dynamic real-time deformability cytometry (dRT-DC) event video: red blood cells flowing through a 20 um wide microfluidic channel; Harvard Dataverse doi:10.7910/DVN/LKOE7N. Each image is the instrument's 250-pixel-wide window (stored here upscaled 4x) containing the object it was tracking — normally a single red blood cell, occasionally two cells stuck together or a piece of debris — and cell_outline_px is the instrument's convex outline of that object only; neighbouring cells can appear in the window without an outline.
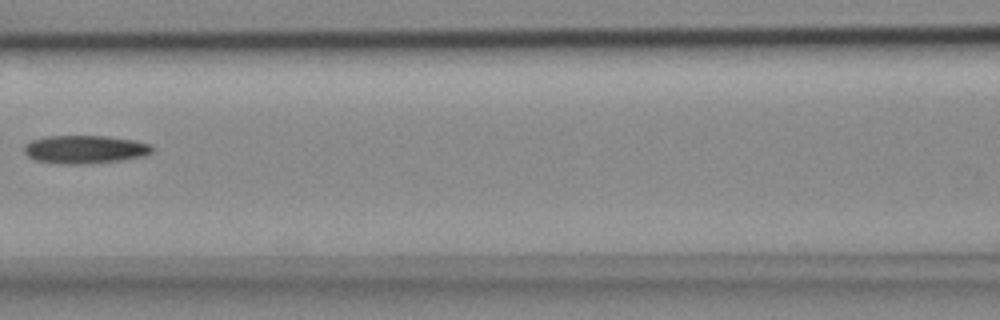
{"species": "common noctule bat (a hibernating species)", "species_latin": "Nyctalus noctula", "temperature_condition": "cold", "stored_images_in_passage": 4, "camera_frame_rate_fps": 3000, "um_per_image_px": 0.085, "animal": {"sex": "female", "body_mass_g": 18.4}, "frame": {"image": 1, "passage_image": 3, "time_ms": 0.667, "image_size_px": [1000, 320], "cell_outline_px": [[152, 152], [144, 156], [120, 160], [88, 164], [60, 164], [36, 160], [28, 156], [24, 152], [24, 144], [32, 140], [48, 136], [108, 136], [132, 140], [152, 144]], "centroid_in_image_um": [7.21, 12.7], "position_along_channel_um": 159.4, "area_um2": 21.04}}
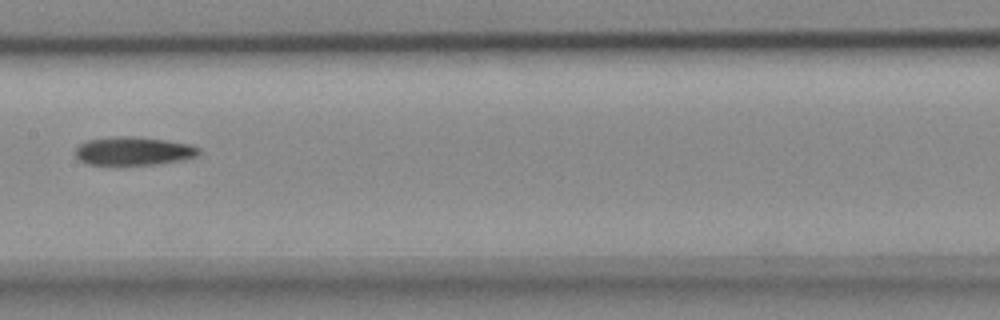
{"frame": {"image": 2, "passage_image": 4, "time_ms": 1.0, "image_size_px": [1000, 320], "cell_outline_px": [[200, 152], [196, 156], [180, 160], [156, 164], [116, 168], [88, 164], [80, 160], [76, 156], [76, 148], [80, 144], [88, 140], [116, 136], [132, 136], [168, 140], [192, 144], [200, 148]], "centroid_in_image_um": [11.33, 12.88], "position_along_channel_um": 196.1, "area_um2": 21.27}}